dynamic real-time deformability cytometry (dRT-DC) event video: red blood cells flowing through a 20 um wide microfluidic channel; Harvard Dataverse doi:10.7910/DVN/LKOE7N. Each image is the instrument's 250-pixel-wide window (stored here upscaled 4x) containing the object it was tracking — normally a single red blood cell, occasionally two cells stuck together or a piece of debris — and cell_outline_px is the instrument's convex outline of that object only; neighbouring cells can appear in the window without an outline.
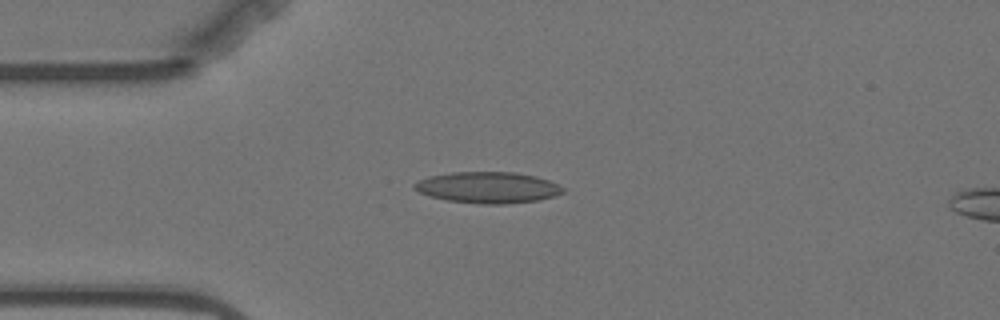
{"species": "Egyptian fruit bat (a non-hibernating species)", "species_latin": "Rousettus aegyptiacus", "temperature_condition": "warm", "stored_images_in_passage": 8, "camera_frame_rate_fps": 3000, "um_per_image_px": 0.085, "animal": {"sex": "female"}, "frame": {"image": 1, "passage_image": 3, "time_ms": 4.0, "image_size_px": [1000, 320], "cell_outline_px": [[564, 192], [556, 196], [536, 200], [504, 204], [484, 204], [448, 200], [432, 196], [420, 192], [412, 188], [412, 184], [428, 176], [452, 172], [516, 172], [536, 176], [548, 180], [564, 188]], "centroid_in_image_um": [41.47, 15.93], "position_along_channel_um": 43.5, "area_um2": 26.88}}
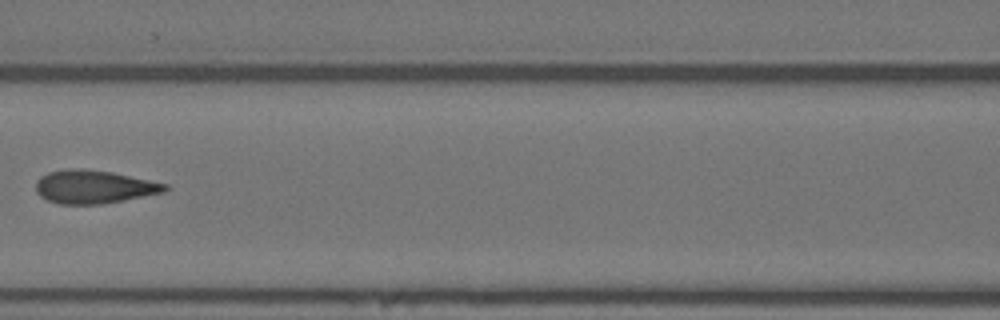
{"frame": {"image": 2, "passage_image": 6, "time_ms": 7.667, "image_size_px": [1000, 320], "cell_outline_px": [[168, 188], [164, 192], [104, 204], [60, 204], [48, 200], [40, 196], [36, 192], [36, 180], [40, 176], [48, 172], [68, 168], [84, 168], [112, 172], [168, 184]], "centroid_in_image_um": [7.95, 15.87], "position_along_channel_um": 158.6, "area_um2": 25.14}}
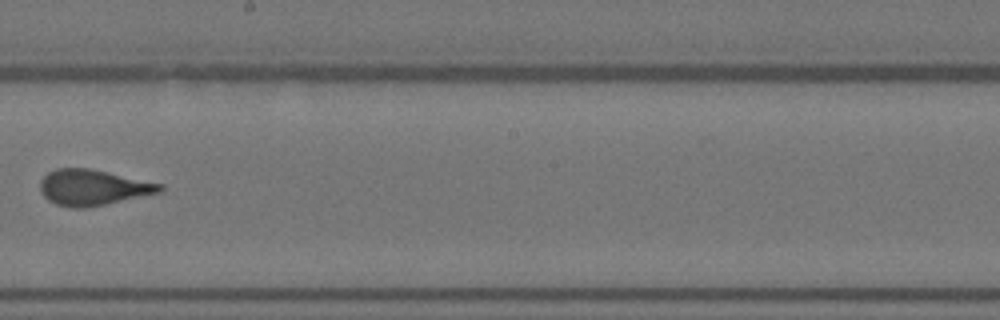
{"frame": {"image": 3, "passage_image": 8, "time_ms": 10.0, "image_size_px": [1000, 320], "cell_outline_px": [[164, 192], [84, 208], [72, 208], [56, 204], [48, 200], [40, 192], [40, 180], [48, 172], [56, 168], [88, 168], [164, 184]], "centroid_in_image_um": [7.91, 15.93], "position_along_channel_um": 240.3, "area_um2": 24.97}}